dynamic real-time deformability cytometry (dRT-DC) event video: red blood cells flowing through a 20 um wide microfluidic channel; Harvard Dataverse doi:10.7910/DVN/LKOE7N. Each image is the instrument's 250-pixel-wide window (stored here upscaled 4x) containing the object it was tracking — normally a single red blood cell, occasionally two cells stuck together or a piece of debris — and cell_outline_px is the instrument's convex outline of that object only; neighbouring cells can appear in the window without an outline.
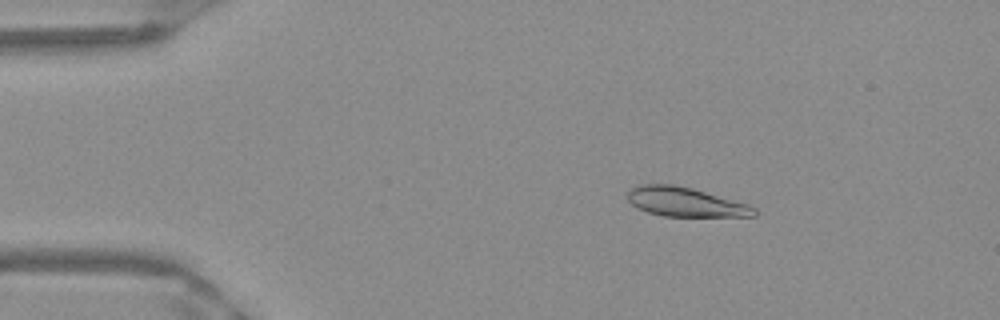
{"species": "Egyptian fruit bat (a non-hibernating species)", "species_latin": "Rousettus aegyptiacus", "temperature_condition": "warm", "stored_images_in_passage": 44, "camera_frame_rate_fps": 3000, "um_per_image_px": 0.085, "frame": {"image": 1, "passage_image": 2, "time_ms": 0.333, "image_size_px": [1000, 320], "cell_outline_px": [[756, 216], [664, 216], [648, 212], [632, 204], [628, 200], [628, 192], [632, 188], [640, 184], [672, 184], [692, 188], [748, 204], [756, 208]], "centroid_in_image_um": [58.26, 17.16], "position_along_channel_um": 26.7, "area_um2": 21.33}}
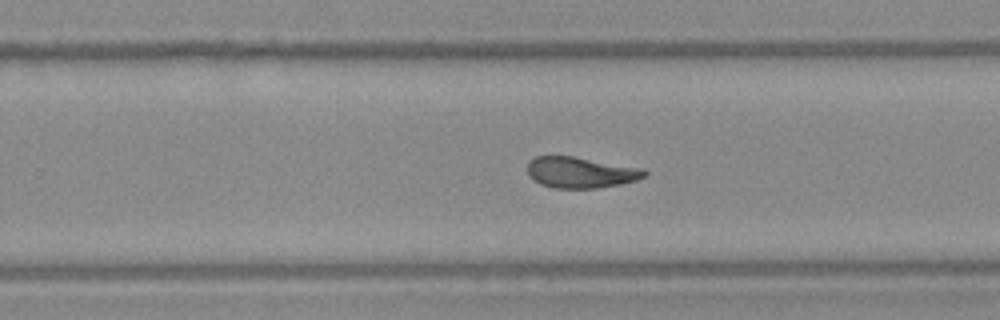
{"frame": {"image": 2, "passage_image": 26, "time_ms": 8.333, "image_size_px": [1000, 320], "cell_outline_px": [[648, 176], [636, 180], [620, 184], [596, 188], [552, 188], [540, 184], [528, 176], [528, 160], [536, 156], [572, 156], [644, 168], [648, 172]], "centroid_in_image_um": [49.36, 14.65], "position_along_channel_um": 280.4, "area_um2": 21.33}}
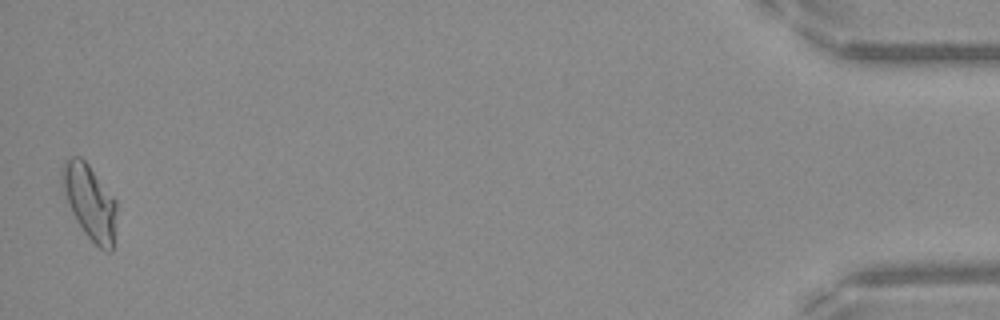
{"frame": {"image": 3, "passage_image": 44, "time_ms": 14.333, "image_size_px": [1000, 320], "cell_outline_px": [[116, 208], [112, 252], [108, 252], [100, 248], [84, 232], [76, 220], [68, 204], [60, 180], [60, 172], [64, 160], [68, 156], [80, 156], [88, 164], [116, 200]], "centroid_in_image_um": [7.59, 17.11], "position_along_channel_um": 427.6, "area_um2": 23.58}, "authors_computed_cell_mechanics": {"area_um2": 21.7328, "velocity_mm_per_s": 3.9659, "shape_relaxation_time_tau1_ms": 6.5013, "shape_relaxation_time_tau2_ms": 1.773, "deformation_change_tau1": 0.2152, "deformation_change_tau2": 0.0736}}